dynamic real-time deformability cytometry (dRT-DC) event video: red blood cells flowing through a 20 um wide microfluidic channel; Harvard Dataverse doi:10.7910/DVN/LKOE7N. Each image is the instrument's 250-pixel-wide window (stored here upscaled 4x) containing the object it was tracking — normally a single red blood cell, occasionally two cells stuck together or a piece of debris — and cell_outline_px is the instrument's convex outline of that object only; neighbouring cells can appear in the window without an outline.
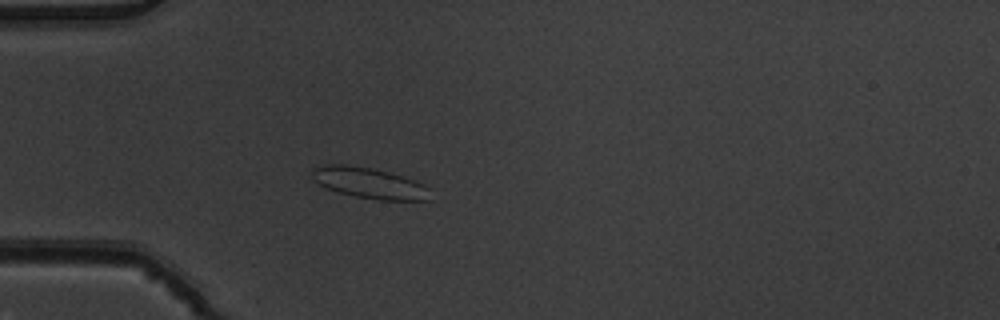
{"species": "common noctule bat (a hibernating species)", "species_latin": "Nyctalus noctula", "temperature_condition": "warm", "stored_images_in_passage": 1, "camera_frame_rate_fps": 3000, "um_per_image_px": 0.085, "animal": {"sex": "male", "body_mass_g": 19.5, "forearm_length_mm": 54.6}, "frame": {"image": 1, "passage_image": 1, "time_ms": 0.0, "image_size_px": [1000, 320], "cell_outline_px": [[432, 200], [376, 200], [356, 196], [340, 192], [328, 188], [312, 180], [312, 168], [324, 164], [344, 164], [372, 168], [404, 176], [416, 180], [424, 184], [428, 188]], "centroid_in_image_um": [31.41, 15.55], "position_along_channel_um": 53.6, "area_um2": 21.33}}